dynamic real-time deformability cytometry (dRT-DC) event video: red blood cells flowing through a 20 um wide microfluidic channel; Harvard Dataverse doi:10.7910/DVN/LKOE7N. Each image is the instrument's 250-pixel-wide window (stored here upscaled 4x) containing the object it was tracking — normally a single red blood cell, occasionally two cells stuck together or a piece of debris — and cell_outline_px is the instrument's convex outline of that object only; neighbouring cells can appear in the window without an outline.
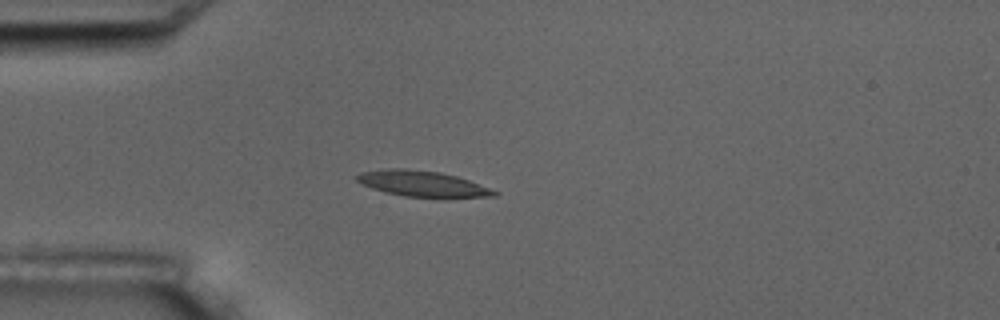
{"species": "common noctule bat (a hibernating species)", "species_latin": "Nyctalus noctula", "temperature_condition": "room temperature", "stored_images_in_passage": 4, "camera_frame_rate_fps": 3000, "um_per_image_px": 0.085, "animal": {"sex": "male", "body_mass_g": 17.5, "forearm_length_mm": 52.3}, "frame": {"image": 1, "passage_image": 3, "time_ms": 3.0, "image_size_px": [1000, 320], "cell_outline_px": [[500, 192], [496, 196], [404, 196], [372, 188], [356, 180], [356, 176], [360, 172], [388, 168], [404, 168], [440, 172], [456, 176], [468, 180]], "centroid_in_image_um": [35.86, 15.58], "position_along_channel_um": 49.1, "area_um2": 19.94}}